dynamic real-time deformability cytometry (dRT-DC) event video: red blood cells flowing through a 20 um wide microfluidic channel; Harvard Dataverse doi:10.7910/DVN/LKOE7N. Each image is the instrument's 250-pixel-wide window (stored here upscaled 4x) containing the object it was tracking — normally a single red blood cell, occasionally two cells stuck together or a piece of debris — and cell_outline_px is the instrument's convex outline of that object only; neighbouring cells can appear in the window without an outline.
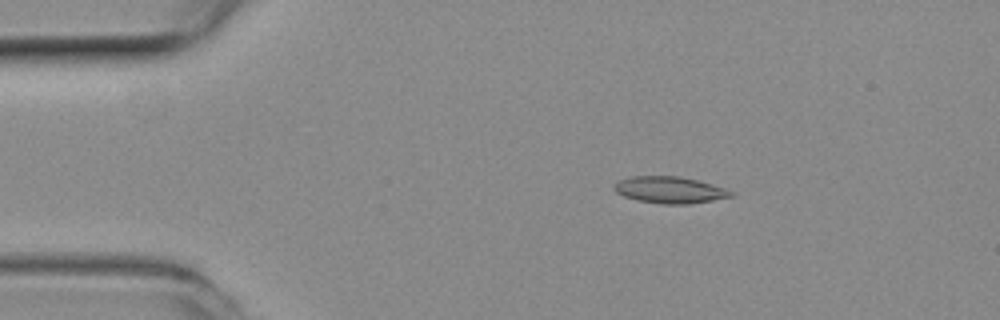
{"species": "common noctule bat (a hibernating species)", "species_latin": "Nyctalus noctula", "temperature_condition": "room temperature", "stored_images_in_passage": 52, "camera_frame_rate_fps": 3000, "um_per_image_px": 0.085, "animal": {"sex": "female", "body_mass_g": 19.3, "forearm_length_mm": 54.1}, "frame": {"image": 1, "passage_image": 9, "time_ms": 2.667, "image_size_px": [1000, 320], "cell_outline_px": [[736, 196], [688, 204], [660, 204], [636, 200], [624, 196], [616, 192], [612, 188], [620, 180], [632, 176], [680, 176], [696, 180], [724, 188], [736, 192]], "centroid_in_image_um": [56.95, 16.15], "position_along_channel_um": 28.1, "area_um2": 18.15}}
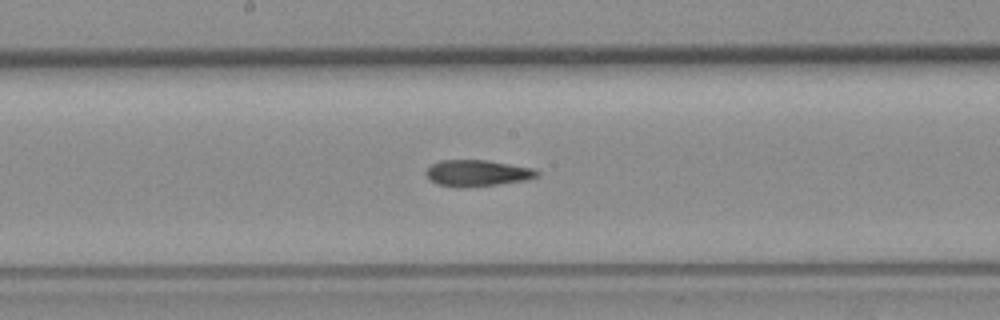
{"frame": {"image": 2, "passage_image": 27, "time_ms": 8.667, "image_size_px": [1000, 320], "cell_outline_px": [[540, 176], [524, 180], [472, 188], [460, 188], [436, 184], [428, 180], [424, 172], [432, 164], [440, 160], [484, 160], [536, 168], [540, 172]], "centroid_in_image_um": [40.55, 14.73], "position_along_channel_um": 207.6, "area_um2": 17.4}}
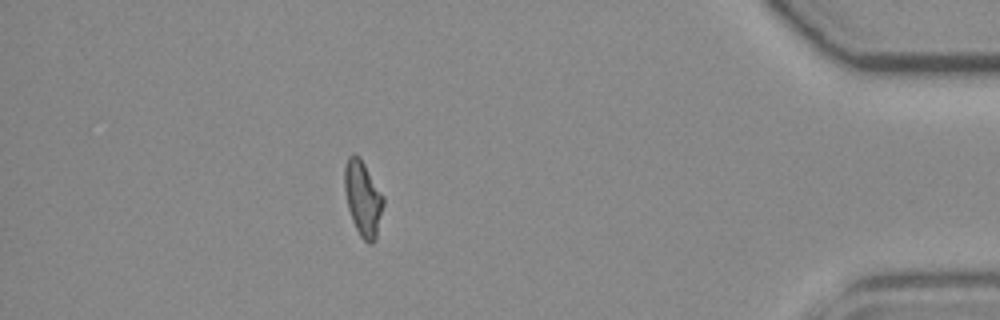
{"frame": {"image": 3, "passage_image": 46, "time_ms": 15.0, "image_size_px": [1000, 320], "cell_outline_px": [[384, 204], [376, 240], [372, 244], [368, 244], [360, 236], [352, 220], [348, 208], [344, 192], [344, 164], [348, 156], [352, 152], [360, 156], [384, 196]], "centroid_in_image_um": [30.84, 16.84], "position_along_channel_um": 404.4, "area_um2": 17.4}}